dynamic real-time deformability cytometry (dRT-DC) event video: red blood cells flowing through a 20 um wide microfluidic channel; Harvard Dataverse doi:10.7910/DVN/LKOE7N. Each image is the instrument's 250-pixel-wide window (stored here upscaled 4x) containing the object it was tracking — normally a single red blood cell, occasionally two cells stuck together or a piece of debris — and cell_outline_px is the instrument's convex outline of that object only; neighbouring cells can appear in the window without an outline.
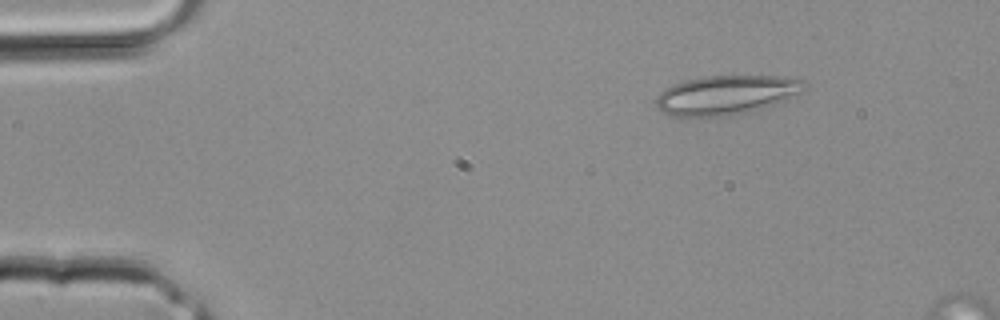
{"species": "common noctule bat (a hibernating species)", "species_latin": "Nyctalus noctula", "temperature_condition": "room temperature", "stored_images_in_passage": 3, "camera_frame_rate_fps": 3000, "um_per_image_px": 0.085, "animal": {"sex": "male", "body_mass_g": 20.4}, "frame": {"image": 1, "passage_image": 1, "time_ms": 0.0, "image_size_px": [1000, 320], "cell_outline_px": [[808, 84], [800, 92], [788, 100], [748, 112], [732, 116], [668, 116], [656, 108], [656, 96], [660, 92], [672, 84], [704, 76], [784, 76], [804, 80]], "centroid_in_image_um": [61.73, 8.07], "position_along_channel_um": 23.3, "area_um2": 34.16}}